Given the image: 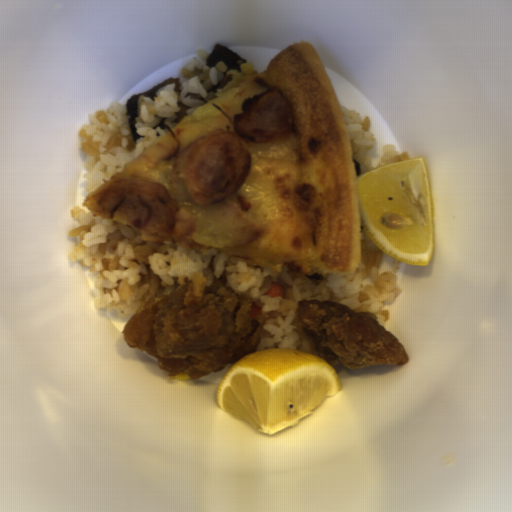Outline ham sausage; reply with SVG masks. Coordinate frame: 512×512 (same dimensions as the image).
Returning a JSON list of instances; mask_svg holds the SVG:
<instances>
[{"instance_id": "obj_2", "label": "ham sausage", "mask_w": 512, "mask_h": 512, "mask_svg": "<svg viewBox=\"0 0 512 512\" xmlns=\"http://www.w3.org/2000/svg\"><path fill=\"white\" fill-rule=\"evenodd\" d=\"M100 211L133 227L145 240L172 237L176 208L168 188L152 179H124L103 193Z\"/></svg>"}, {"instance_id": "obj_1", "label": "ham sausage", "mask_w": 512, "mask_h": 512, "mask_svg": "<svg viewBox=\"0 0 512 512\" xmlns=\"http://www.w3.org/2000/svg\"><path fill=\"white\" fill-rule=\"evenodd\" d=\"M293 120L291 103L276 90L241 109L231 130H211L186 147L173 173L197 206L226 201L251 172L253 147L288 136Z\"/></svg>"}, {"instance_id": "obj_3", "label": "ham sausage", "mask_w": 512, "mask_h": 512, "mask_svg": "<svg viewBox=\"0 0 512 512\" xmlns=\"http://www.w3.org/2000/svg\"><path fill=\"white\" fill-rule=\"evenodd\" d=\"M264 234L236 206H226L209 217L194 232L197 243L218 248H232Z\"/></svg>"}]
</instances>
